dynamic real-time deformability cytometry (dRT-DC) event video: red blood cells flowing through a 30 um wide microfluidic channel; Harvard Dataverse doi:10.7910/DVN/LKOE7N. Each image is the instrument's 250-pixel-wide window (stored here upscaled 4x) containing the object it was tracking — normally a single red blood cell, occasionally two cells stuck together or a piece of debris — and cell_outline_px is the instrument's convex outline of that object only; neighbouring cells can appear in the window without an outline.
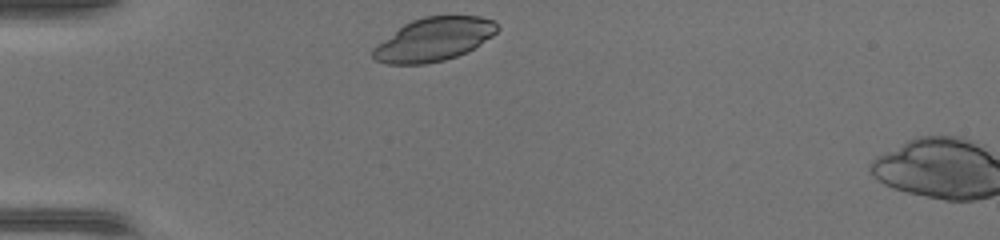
{"species": "common noctule bat (a hibernating species)", "species_latin": "Nyctalus noctula", "temperature_condition": "warm", "stored_images_in_passage": 3, "camera_frame_rate_fps": 3000, "um_per_image_px": 0.085, "animal": {"sex": "female", "body_mass_g": 17.0, "forearm_length_mm": 48.0}, "frame": {"image": 1, "passage_image": 1, "time_ms": 0.0, "image_size_px": [1000, 240], "cell_outline_px": [[500, 28], [492, 36], [480, 44], [456, 56], [444, 60], [424, 64], [388, 64], [376, 60], [372, 56], [372, 48], [404, 24], [412, 20], [424, 16], [480, 16], [492, 20]], "centroid_in_image_um": [36.86, 3.34], "position_along_channel_um": 48.1, "area_um2": 31.1}}